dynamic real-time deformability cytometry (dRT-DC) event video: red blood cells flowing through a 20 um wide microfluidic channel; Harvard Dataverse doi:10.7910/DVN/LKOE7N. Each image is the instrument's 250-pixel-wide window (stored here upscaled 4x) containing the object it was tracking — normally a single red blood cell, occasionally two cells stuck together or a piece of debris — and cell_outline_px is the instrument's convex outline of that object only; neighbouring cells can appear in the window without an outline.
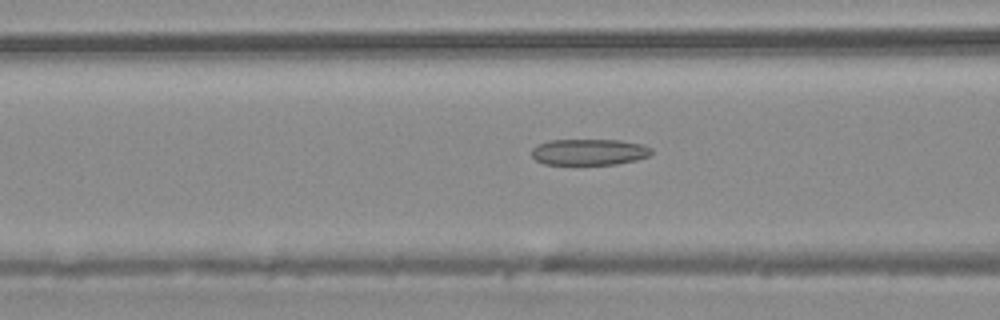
{"species": "common noctule bat (a hibernating species)", "species_latin": "Nyctalus noctula", "temperature_condition": "warm", "stored_images_in_passage": 37, "camera_frame_rate_fps": 3000, "um_per_image_px": 0.085, "animal": {"sex": "male", "body_mass_g": 20.4}, "frame": {"image": 1, "passage_image": 17, "time_ms": 5.333, "image_size_px": [1000, 320], "cell_outline_px": [[652, 152], [648, 156], [636, 160], [616, 164], [544, 164], [536, 160], [532, 156], [532, 148], [536, 144], [548, 140], [620, 140], [644, 144], [652, 148]], "centroid_in_image_um": [50.07, 12.91], "position_along_channel_um": 116.5, "area_um2": 18.38}}
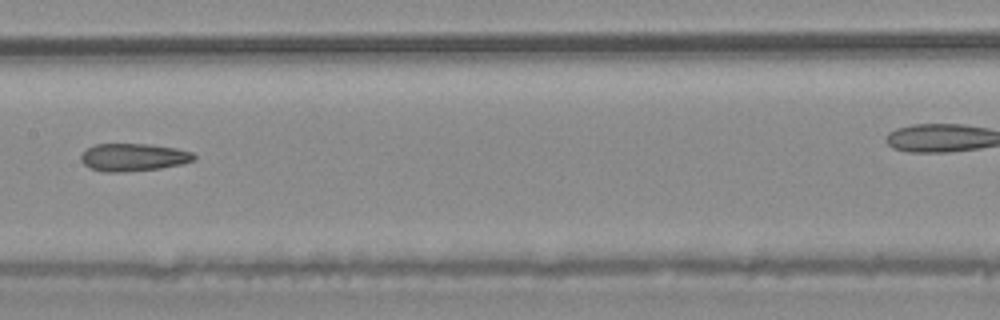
{"frame": {"image": 2, "passage_image": 22, "time_ms": 7.0, "image_size_px": [1000, 320], "cell_outline_px": [[196, 160], [180, 164], [160, 168], [120, 172], [104, 172], [92, 168], [84, 164], [80, 160], [80, 156], [88, 148], [96, 144], [148, 144], [176, 148], [192, 152], [196, 156]], "centroid_in_image_um": [11.35, 13.36], "position_along_channel_um": 196.0, "area_um2": 18.09}}
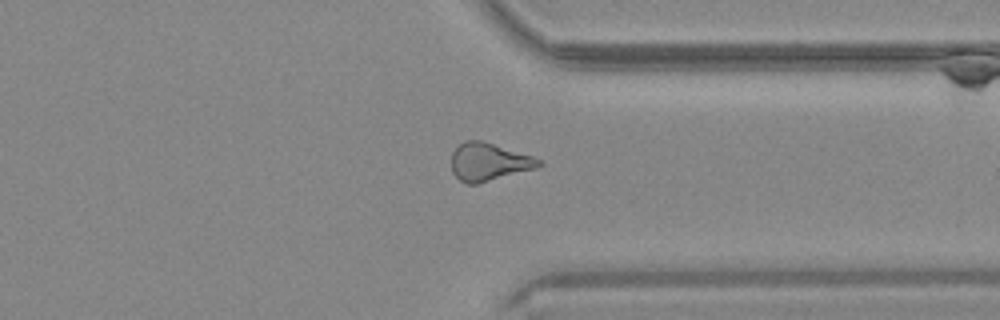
{"frame": {"image": 3, "passage_image": 33, "time_ms": 10.667, "image_size_px": [1000, 320], "cell_outline_px": [[544, 164], [536, 168], [476, 184], [468, 184], [460, 180], [452, 172], [452, 152], [464, 140], [480, 140], [532, 156], [540, 160]], "centroid_in_image_um": [41.53, 13.76], "position_along_channel_um": 369.9, "area_um2": 18.96}}